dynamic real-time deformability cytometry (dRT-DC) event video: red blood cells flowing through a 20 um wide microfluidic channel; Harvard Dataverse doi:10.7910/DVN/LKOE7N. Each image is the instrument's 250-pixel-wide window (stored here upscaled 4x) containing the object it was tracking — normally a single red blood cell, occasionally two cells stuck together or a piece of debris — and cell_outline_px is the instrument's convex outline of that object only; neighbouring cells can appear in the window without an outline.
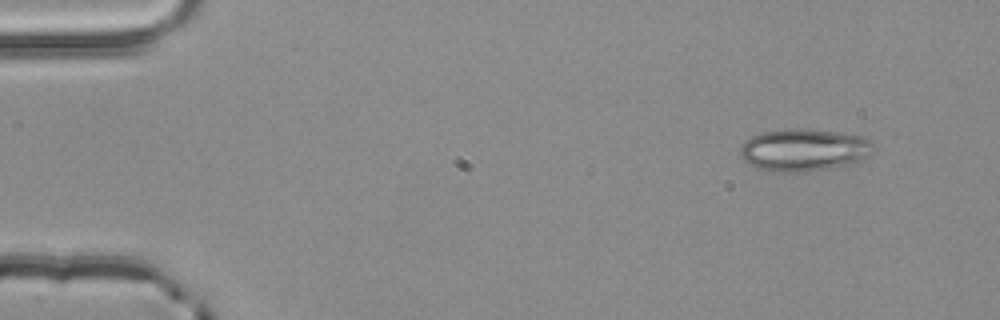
{"species": "common noctule bat (a hibernating species)", "species_latin": "Nyctalus noctula", "temperature_condition": "room temperature", "stored_images_in_passage": 3, "camera_frame_rate_fps": 3000, "um_per_image_px": 0.085, "animal": {"sex": "male", "body_mass_g": 20.4}, "frame": {"image": 1, "passage_image": 1, "time_ms": 0.0, "image_size_px": [1000, 320], "cell_outline_px": [[872, 148], [864, 160], [848, 164], [828, 168], [804, 172], [772, 172], [760, 168], [744, 160], [740, 156], [740, 148], [744, 140], [760, 132], [784, 128], [804, 128], [836, 132], [864, 136], [872, 140]], "centroid_in_image_um": [68.31, 12.72], "position_along_channel_um": 16.7, "area_um2": 33.06}}